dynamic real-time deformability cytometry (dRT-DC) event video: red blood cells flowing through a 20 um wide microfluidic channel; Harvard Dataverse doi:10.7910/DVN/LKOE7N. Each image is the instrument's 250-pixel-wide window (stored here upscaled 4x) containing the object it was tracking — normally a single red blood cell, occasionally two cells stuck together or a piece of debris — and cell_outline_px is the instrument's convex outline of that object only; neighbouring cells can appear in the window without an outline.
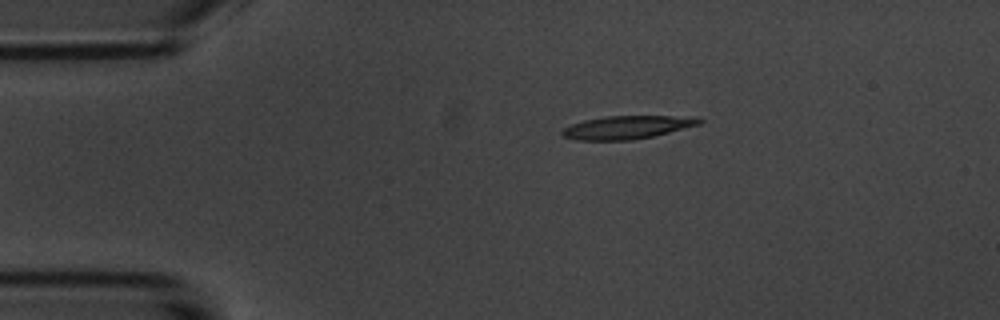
{"species": "common noctule bat (a hibernating species)", "species_latin": "Nyctalus noctula", "temperature_condition": "room temperature", "stored_images_in_passage": 2, "camera_frame_rate_fps": 3000, "um_per_image_px": 0.085, "animal": {"sex": "male", "body_mass_g": 20.1, "forearm_length_mm": 53.5}, "frame": {"image": 1, "passage_image": 1, "time_ms": 0.0, "image_size_px": [1000, 320], "cell_outline_px": [[704, 120], [700, 124], [652, 136], [632, 140], [576, 140], [564, 136], [560, 132], [564, 128], [572, 124], [584, 120], [604, 116], [696, 116]], "centroid_in_image_um": [53.31, 10.81], "position_along_channel_um": 31.7, "area_um2": 18.44}}